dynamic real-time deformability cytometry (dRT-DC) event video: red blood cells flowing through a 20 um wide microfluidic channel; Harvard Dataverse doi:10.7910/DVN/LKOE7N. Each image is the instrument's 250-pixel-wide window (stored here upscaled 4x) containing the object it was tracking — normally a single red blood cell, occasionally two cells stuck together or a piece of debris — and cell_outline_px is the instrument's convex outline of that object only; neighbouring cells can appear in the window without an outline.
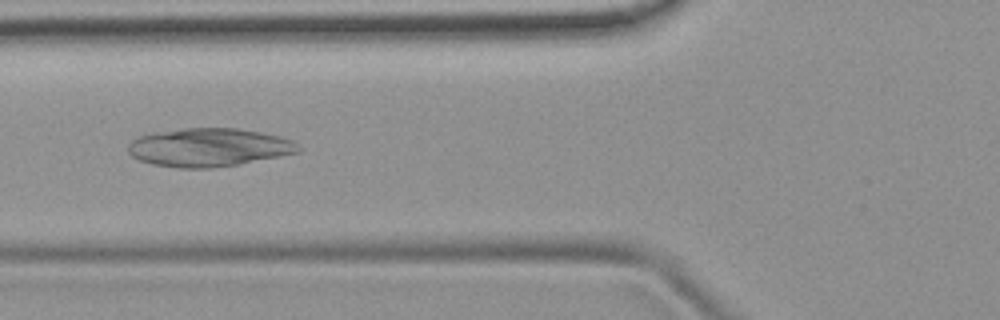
{"species": "common noctule bat (a hibernating species)", "species_latin": "Nyctalus noctula", "temperature_condition": "room temperature", "stored_images_in_passage": 37, "camera_frame_rate_fps": 3000, "um_per_image_px": 0.085, "animal": {"sex": "female", "body_mass_g": 19.9}, "frame": {"image": 1, "passage_image": 8, "time_ms": 2.333, "image_size_px": [1000, 320], "cell_outline_px": [[300, 152], [280, 156], [236, 164], [212, 168], [176, 168], [152, 164], [140, 160], [132, 156], [128, 152], [128, 144], [132, 140], [140, 136], [156, 132], [184, 128], [236, 128], [260, 132], [280, 136], [292, 140], [300, 148]], "centroid_in_image_um": [17.73, 12.53], "position_along_channel_um": 108.1, "area_um2": 37.86}}
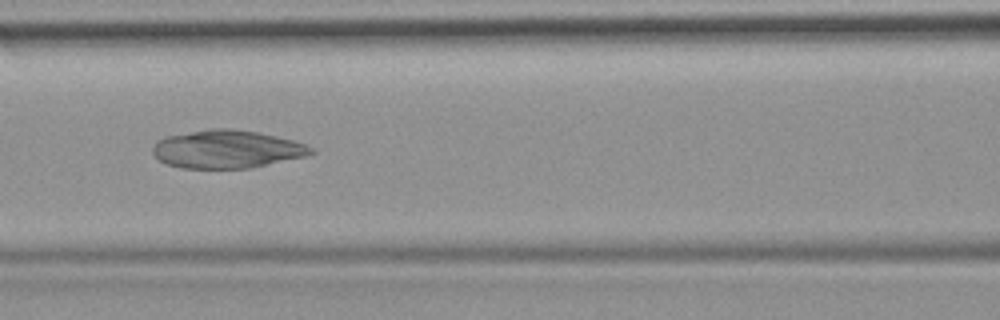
{"frame": {"image": 2, "passage_image": 11, "time_ms": 3.333, "image_size_px": [1000, 320], "cell_outline_px": [[316, 152], [308, 156], [252, 168], [180, 168], [168, 164], [160, 160], [152, 152], [152, 148], [160, 140], [168, 136], [208, 128], [232, 128], [256, 132], [276, 136], [308, 144]], "centroid_in_image_um": [19.35, 12.68], "position_along_channel_um": 147.3, "area_um2": 35.14}}
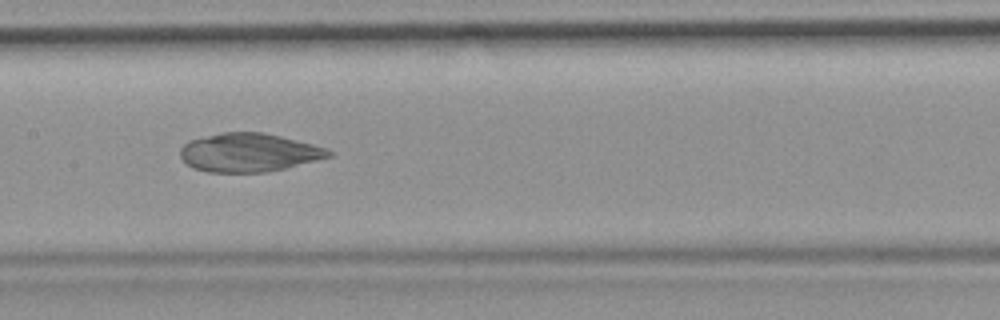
{"frame": {"image": 3, "passage_image": 14, "time_ms": 4.333, "image_size_px": [1000, 320], "cell_outline_px": [[336, 152], [332, 156], [268, 172], [208, 172], [192, 168], [180, 156], [180, 148], [188, 140], [220, 132], [264, 132], [312, 144]], "centroid_in_image_um": [21.12, 12.96], "position_along_channel_um": 186.3, "area_um2": 33.29}}